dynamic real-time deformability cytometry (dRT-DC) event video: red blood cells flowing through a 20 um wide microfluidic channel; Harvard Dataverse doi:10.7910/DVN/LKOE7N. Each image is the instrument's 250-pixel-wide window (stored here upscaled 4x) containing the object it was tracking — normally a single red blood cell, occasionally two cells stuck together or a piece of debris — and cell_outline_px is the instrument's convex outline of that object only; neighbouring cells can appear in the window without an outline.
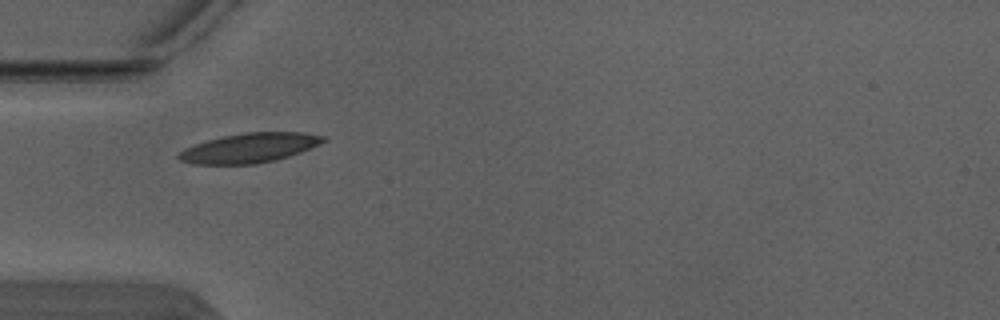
{"species": "Egyptian fruit bat (a non-hibernating species)", "species_latin": "Rousettus aegyptiacus", "temperature_condition": "warm", "stored_images_in_passage": 3, "camera_frame_rate_fps": 3000, "um_per_image_px": 0.085, "animal": {"sex": "male"}, "frame": {"image": 1, "passage_image": 1, "time_ms": 0.0, "image_size_px": [1000, 320], "cell_outline_px": [[328, 140], [320, 144], [300, 152], [288, 156], [256, 164], [192, 164], [180, 160], [176, 156], [184, 148], [208, 140], [224, 136], [244, 132], [300, 132], [324, 136]], "centroid_in_image_um": [21.2, 12.57], "position_along_channel_um": 63.8, "area_um2": 24.68}}
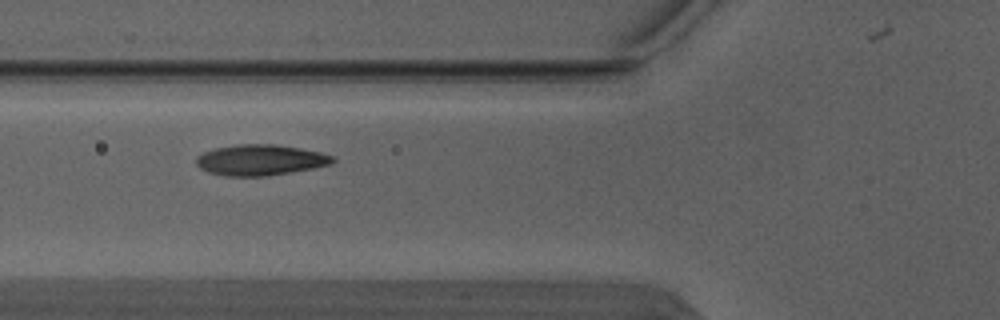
{"frame": {"image": 2, "passage_image": 2, "time_ms": 0.333, "image_size_px": [1000, 320], "cell_outline_px": [[336, 160], [332, 164], [312, 168], [268, 176], [224, 176], [208, 172], [200, 168], [196, 164], [196, 156], [204, 152], [216, 148], [240, 144], [276, 144], [300, 148], [320, 152], [332, 156]], "centroid_in_image_um": [22.12, 13.6], "position_along_channel_um": 103.7, "area_um2": 24.45}}